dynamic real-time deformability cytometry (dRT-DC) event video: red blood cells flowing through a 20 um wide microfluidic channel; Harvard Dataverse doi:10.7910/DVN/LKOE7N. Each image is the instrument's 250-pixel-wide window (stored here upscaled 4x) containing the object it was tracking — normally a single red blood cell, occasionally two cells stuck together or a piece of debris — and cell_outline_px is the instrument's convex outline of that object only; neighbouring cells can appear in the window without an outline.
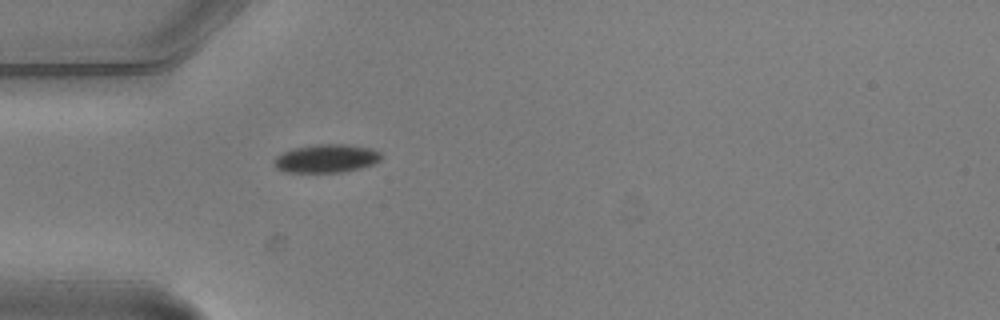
{"species": "common noctule bat (a hibernating species)", "species_latin": "Nyctalus noctula", "temperature_condition": "warm", "stored_images_in_passage": 1, "camera_frame_rate_fps": 3000, "um_per_image_px": 0.085, "animal": {"sex": "male", "body_mass_g": 20.5, "forearm_length_mm": 52.5}, "frame": {"image": 1, "passage_image": 1, "time_ms": 0.0, "image_size_px": [1000, 320], "cell_outline_px": [[384, 156], [380, 160], [372, 164], [360, 168], [340, 172], [288, 172], [276, 168], [272, 164], [272, 160], [276, 156], [292, 148], [316, 144], [348, 144], [372, 148], [380, 152]], "centroid_in_image_um": [27.73, 13.46], "position_along_channel_um": 57.3, "area_um2": 17.86}}